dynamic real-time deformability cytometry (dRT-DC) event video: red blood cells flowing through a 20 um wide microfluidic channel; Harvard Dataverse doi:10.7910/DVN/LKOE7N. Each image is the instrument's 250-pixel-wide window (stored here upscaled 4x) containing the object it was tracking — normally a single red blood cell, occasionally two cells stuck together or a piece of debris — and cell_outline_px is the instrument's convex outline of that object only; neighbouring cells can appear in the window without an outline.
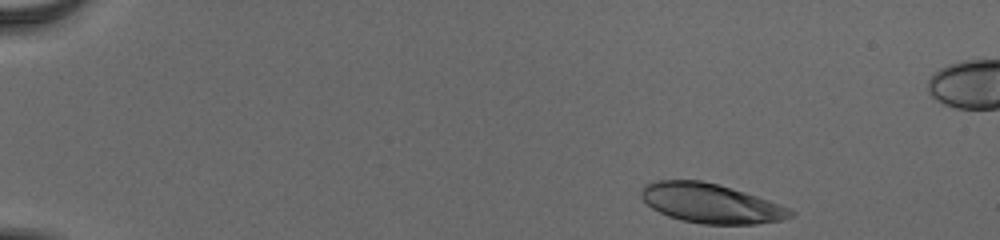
{"species": "human", "species_latin": "Homo sapiens", "temperature_condition": "cold", "stored_images_in_passage": 48, "camera_frame_rate_fps": 3000, "um_per_image_px": 0.085, "donor": {"sex": "male"}, "frame": {"image": 1, "passage_image": 1, "time_ms": 0.0, "image_size_px": [1000, 240], "cell_outline_px": [[796, 212], [792, 216], [784, 220], [756, 224], [700, 224], [680, 220], [668, 216], [652, 208], [640, 196], [640, 192], [644, 184], [656, 180], [700, 180], [716, 184], [744, 192], [780, 204]], "centroid_in_image_um": [60.41, 17.29], "position_along_channel_um": 24.6, "area_um2": 34.28}}
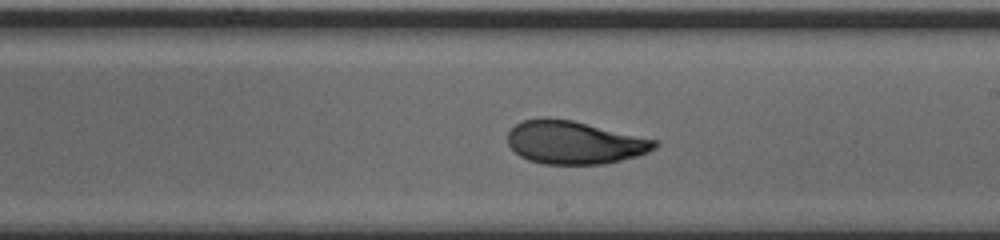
{"frame": {"image": 2, "passage_image": 27, "time_ms": 8.667, "image_size_px": [1000, 240], "cell_outline_px": [[660, 144], [656, 148], [648, 152], [636, 156], [604, 164], [544, 164], [528, 160], [520, 156], [508, 144], [508, 132], [520, 120], [544, 116], [548, 116], [572, 120], [660, 140]], "centroid_in_image_um": [48.83, 12.09], "position_along_channel_um": 240.2, "area_um2": 37.34}}
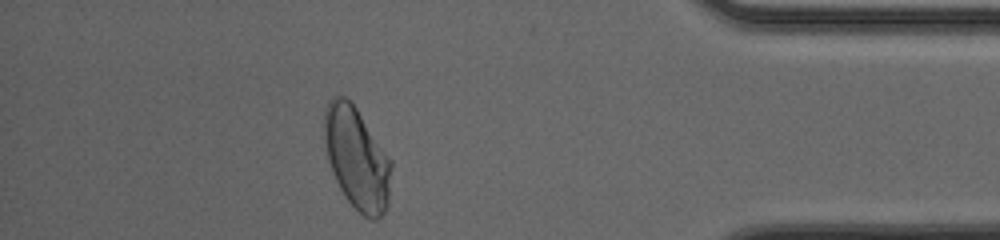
{"frame": {"image": 3, "passage_image": 42, "time_ms": 13.667, "image_size_px": [1000, 240], "cell_outline_px": [[392, 168], [388, 204], [384, 212], [376, 220], [372, 220], [364, 216], [344, 196], [332, 172], [328, 160], [324, 140], [324, 112], [328, 100], [332, 96], [344, 96], [356, 108], [392, 160]], "centroid_in_image_um": [30.33, 13.45], "position_along_channel_um": 404.9, "area_um2": 39.77}}